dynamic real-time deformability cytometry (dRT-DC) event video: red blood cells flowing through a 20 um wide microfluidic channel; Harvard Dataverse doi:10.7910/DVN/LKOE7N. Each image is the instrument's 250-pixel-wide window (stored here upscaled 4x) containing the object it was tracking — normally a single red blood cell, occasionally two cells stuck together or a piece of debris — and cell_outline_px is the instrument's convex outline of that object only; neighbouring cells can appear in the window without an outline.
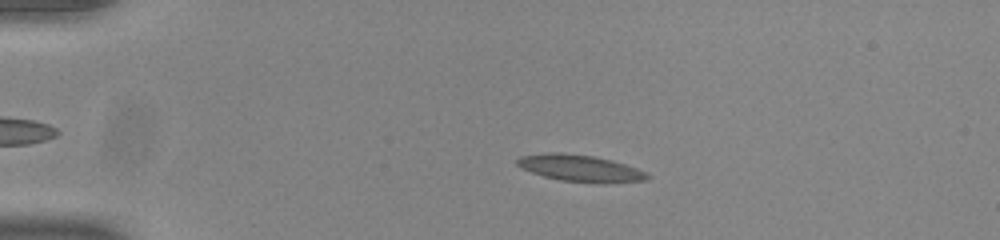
{"species": "common noctule bat (a hibernating species)", "species_latin": "Nyctalus noctula", "temperature_condition": "room temperature", "stored_images_in_passage": 54, "camera_frame_rate_fps": 3000, "um_per_image_px": 0.085, "animal": {"sex": "male", "body_mass_g": 20.0, "forearm_length_mm": 53.3}, "frame": {"image": 1, "passage_image": 12, "time_ms": 3.667, "image_size_px": [1000, 240], "cell_outline_px": [[652, 176], [644, 180], [600, 184], [560, 180], [544, 176], [532, 172], [516, 164], [516, 160], [520, 156], [552, 152], [560, 152], [592, 156], [612, 160], [636, 168]], "centroid_in_image_um": [49.32, 14.3], "position_along_channel_um": 35.7, "area_um2": 20.11}}
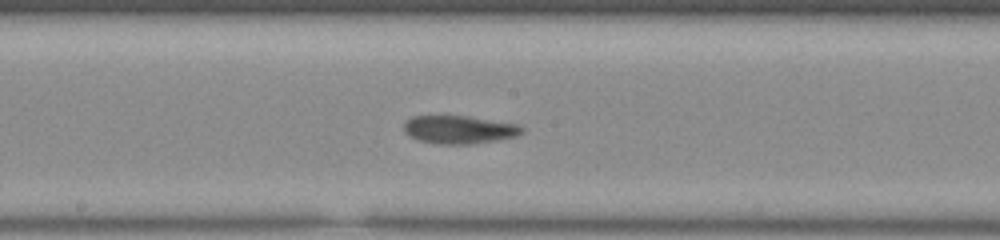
{"frame": {"image": 2, "passage_image": 30, "time_ms": 9.667, "image_size_px": [1000, 240], "cell_outline_px": [[524, 132], [516, 136], [496, 140], [472, 144], [436, 144], [420, 140], [408, 136], [404, 132], [404, 124], [412, 116], [468, 116], [520, 124], [524, 128]], "centroid_in_image_um": [39.06, 11.02], "position_along_channel_um": 209.1, "area_um2": 19.42}}
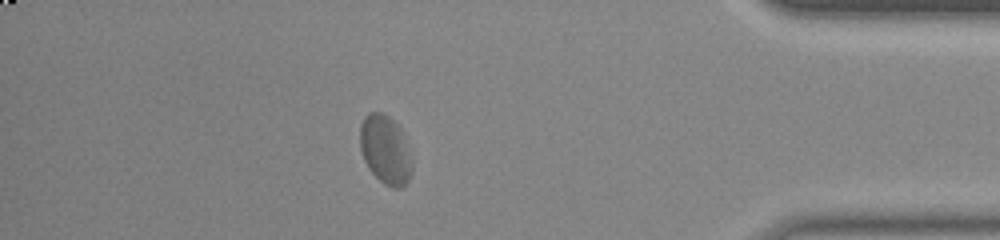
{"frame": {"image": 3, "passage_image": 48, "time_ms": 15.667, "image_size_px": [1000, 240], "cell_outline_px": [[412, 168], [408, 180], [400, 188], [392, 188], [384, 184], [368, 168], [364, 160], [360, 148], [360, 124], [364, 116], [368, 112], [380, 112], [388, 116], [400, 128], [412, 160]], "centroid_in_image_um": [32.73, 12.72], "position_along_channel_um": 402.5, "area_um2": 20.69}, "authors_computed_cell_mechanics": {"area_um2": 19.7965, "velocity_mm_per_s": 3.7888, "shape_relaxation_time_tau1_ms": 8.5583, "shape_relaxation_time_tau2_ms": null, "deformation_change_tau1": 0.2053, "deformation_change_tau2": null}}